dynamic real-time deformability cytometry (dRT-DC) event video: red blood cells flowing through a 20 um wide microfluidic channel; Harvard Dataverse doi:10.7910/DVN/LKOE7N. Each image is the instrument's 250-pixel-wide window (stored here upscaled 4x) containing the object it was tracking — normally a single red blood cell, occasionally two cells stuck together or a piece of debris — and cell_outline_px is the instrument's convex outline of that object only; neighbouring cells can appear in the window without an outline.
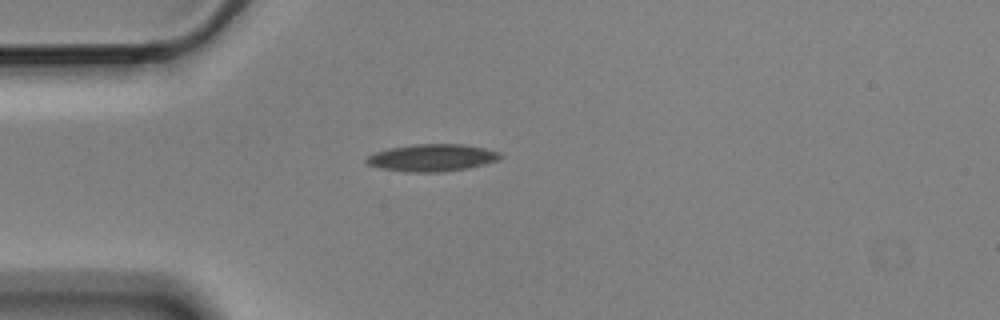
{"species": "Egyptian fruit bat (a non-hibernating species)", "species_latin": "Rousettus aegyptiacus", "temperature_condition": "cold", "stored_images_in_passage": 1, "camera_frame_rate_fps": 3000, "um_per_image_px": 0.085, "animal": {"sex": "male"}, "frame": {"image": 1, "passage_image": 1, "time_ms": 0.0, "image_size_px": [1000, 320], "cell_outline_px": [[504, 156], [496, 160], [484, 164], [468, 168], [444, 172], [408, 172], [380, 168], [368, 164], [364, 160], [368, 156], [376, 152], [388, 148], [416, 144], [464, 144], [484, 148], [500, 152]], "centroid_in_image_um": [36.73, 13.41], "position_along_channel_um": 48.3, "area_um2": 21.21}}